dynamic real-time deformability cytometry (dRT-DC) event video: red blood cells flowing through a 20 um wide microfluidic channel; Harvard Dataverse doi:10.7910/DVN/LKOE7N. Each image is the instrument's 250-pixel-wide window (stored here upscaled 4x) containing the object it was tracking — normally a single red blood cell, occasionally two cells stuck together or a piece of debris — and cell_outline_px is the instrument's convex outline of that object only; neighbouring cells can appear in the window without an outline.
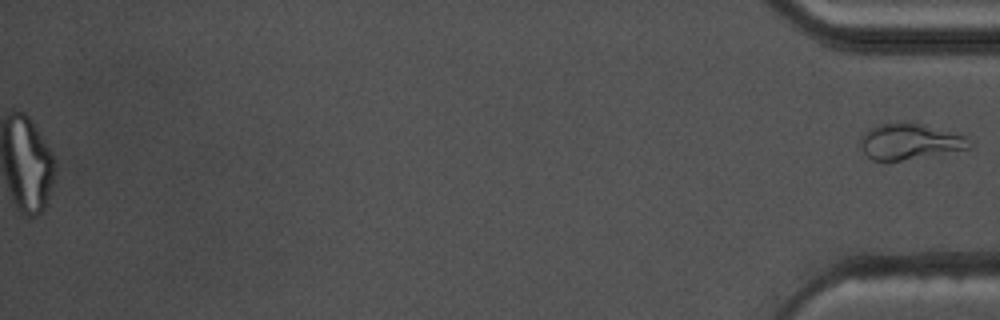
{"species": "common noctule bat (a hibernating species)", "species_latin": "Nyctalus noctula", "temperature_condition": "warm", "stored_images_in_passage": 57, "segment_of_instrument_passage": [2, 2], "camera_frame_rate_fps": 3000, "um_per_image_px": 0.085, "animal": {"sex": "male", "body_mass_g": 17.5, "forearm_length_mm": 52.3}, "frame": {"image": 1, "passage_image": 57, "time_ms": 18.667, "image_size_px": [1000, 320], "cell_outline_px": [[972, 144], [968, 148], [900, 160], [872, 160], [860, 148], [860, 136], [864, 132], [880, 124], [896, 120], [920, 124], [968, 136], [972, 140]], "centroid_in_image_um": [77.29, 12.0], "position_along_channel_um": 357.9, "area_um2": 22.6}}